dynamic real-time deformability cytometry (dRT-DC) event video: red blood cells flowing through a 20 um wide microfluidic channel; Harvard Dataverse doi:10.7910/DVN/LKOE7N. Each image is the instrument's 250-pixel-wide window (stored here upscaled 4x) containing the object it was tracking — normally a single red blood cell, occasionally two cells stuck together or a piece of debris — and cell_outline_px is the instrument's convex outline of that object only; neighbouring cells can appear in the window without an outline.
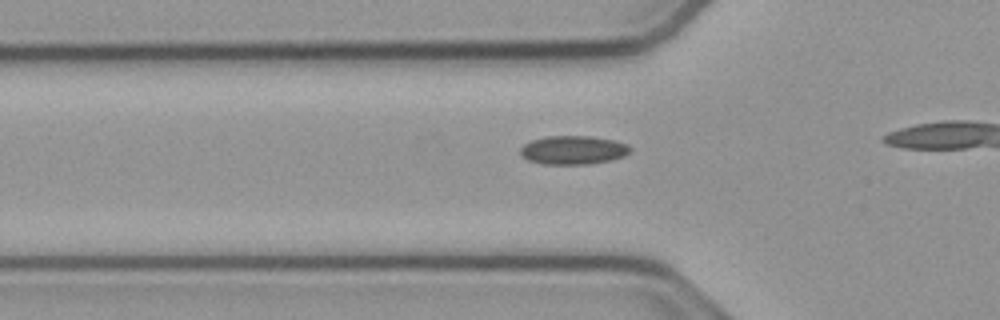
{"species": "common noctule bat (a hibernating species)", "species_latin": "Nyctalus noctula", "temperature_condition": "cold", "stored_images_in_passage": 9, "camera_frame_rate_fps": 3000, "um_per_image_px": 0.085, "animal": {"sex": "male", "body_mass_g": 23.1, "forearm_length_mm": 52.7}, "frame": {"image": 1, "passage_image": 4, "time_ms": 1.0, "image_size_px": [1000, 320], "cell_outline_px": [[632, 148], [624, 156], [612, 160], [588, 164], [544, 164], [528, 160], [520, 156], [520, 148], [524, 144], [532, 140], [544, 136], [592, 136], [616, 140], [628, 144]], "centroid_in_image_um": [48.72, 12.75], "position_along_channel_um": 77.1, "area_um2": 18.55}}
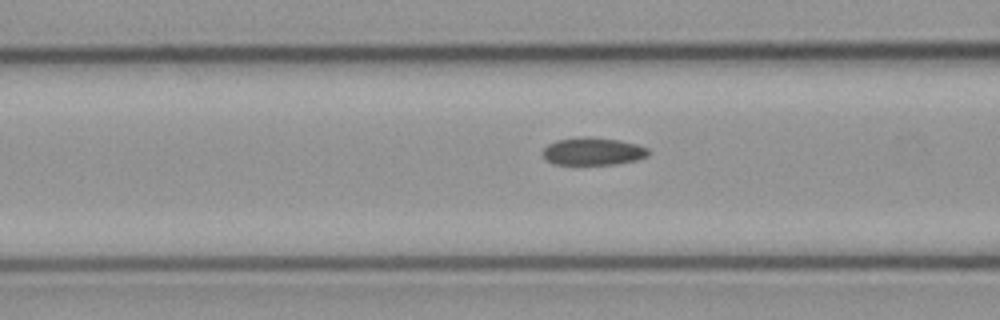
{"frame": {"image": 2, "passage_image": 7, "time_ms": 2.0, "image_size_px": [1000, 320], "cell_outline_px": [[648, 156], [636, 160], [612, 164], [556, 164], [544, 160], [540, 152], [548, 144], [556, 140], [584, 136], [620, 140], [636, 144], [648, 148]], "centroid_in_image_um": [50.34, 12.86], "position_along_channel_um": 116.3, "area_um2": 17.05}}